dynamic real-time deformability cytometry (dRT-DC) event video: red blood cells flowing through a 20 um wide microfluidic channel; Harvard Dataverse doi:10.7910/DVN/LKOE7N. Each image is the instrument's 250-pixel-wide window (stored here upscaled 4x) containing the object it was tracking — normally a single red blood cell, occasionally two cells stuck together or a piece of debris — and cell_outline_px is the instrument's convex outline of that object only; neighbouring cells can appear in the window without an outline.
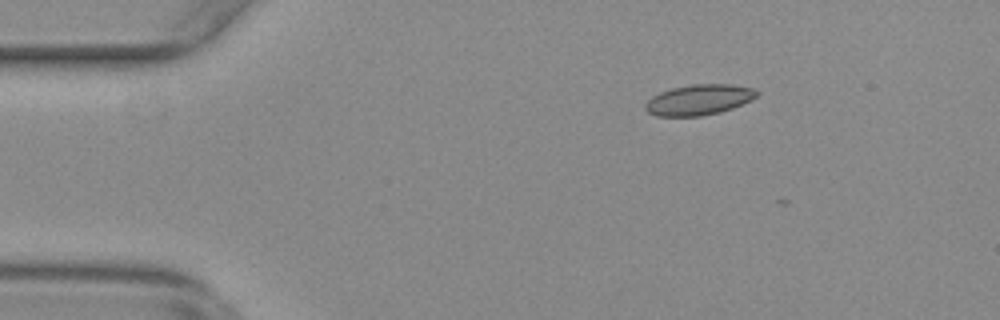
{"species": "common noctule bat (a hibernating species)", "species_latin": "Nyctalus noctula", "temperature_condition": "warm", "stored_images_in_passage": 8, "camera_frame_rate_fps": 3000, "um_per_image_px": 0.085, "animal": {"sex": "female", "body_mass_g": 29.2, "forearm_length_mm": 56.3}, "frame": {"image": 1, "passage_image": 2, "time_ms": 0.333, "image_size_px": [1000, 320], "cell_outline_px": [[760, 92], [752, 100], [732, 108], [720, 112], [700, 116], [656, 116], [648, 112], [644, 108], [644, 104], [652, 96], [660, 92], [672, 88], [692, 84], [732, 84], [756, 88]], "centroid_in_image_um": [59.43, 8.47], "position_along_channel_um": 25.6, "area_um2": 20.0}}